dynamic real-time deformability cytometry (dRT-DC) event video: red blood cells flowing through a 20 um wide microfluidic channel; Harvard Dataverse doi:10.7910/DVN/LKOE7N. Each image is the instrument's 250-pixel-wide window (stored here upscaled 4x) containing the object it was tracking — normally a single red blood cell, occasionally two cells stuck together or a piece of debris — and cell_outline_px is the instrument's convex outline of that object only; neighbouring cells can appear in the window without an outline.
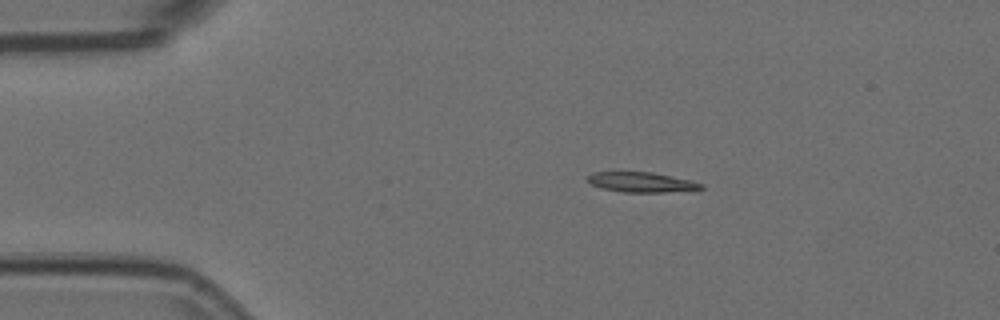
{"species": "Egyptian fruit bat (a non-hibernating species)", "species_latin": "Rousettus aegyptiacus", "temperature_condition": "room temperature", "stored_images_in_passage": 3, "camera_frame_rate_fps": 3000, "um_per_image_px": 0.085, "animal": {"sex": "female"}, "frame": {"image": 1, "passage_image": 2, "time_ms": 0.333, "image_size_px": [1000, 320], "cell_outline_px": [[704, 188], [664, 192], [624, 192], [600, 188], [584, 180], [584, 176], [592, 172], [652, 172], [692, 180], [704, 184]], "centroid_in_image_um": [54.45, 15.47], "position_along_channel_um": 30.6, "area_um2": 13.35}}